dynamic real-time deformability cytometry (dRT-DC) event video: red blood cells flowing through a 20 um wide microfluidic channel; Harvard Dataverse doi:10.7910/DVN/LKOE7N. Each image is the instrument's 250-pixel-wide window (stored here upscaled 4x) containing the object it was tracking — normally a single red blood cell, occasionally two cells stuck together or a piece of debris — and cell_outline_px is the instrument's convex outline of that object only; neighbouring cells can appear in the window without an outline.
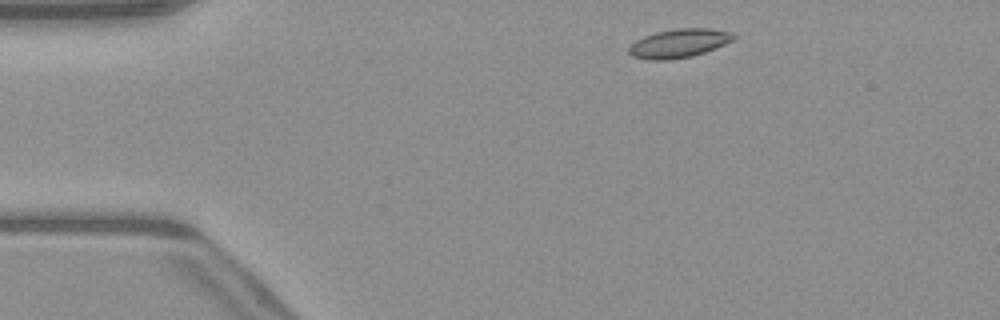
{"species": "common noctule bat (a hibernating species)", "species_latin": "Nyctalus noctula", "temperature_condition": "warm", "stored_images_in_passage": 45, "camera_frame_rate_fps": 3000, "um_per_image_px": 0.085, "animal": {"sex": "male", "body_mass_g": 23.1, "forearm_length_mm": 52.7}, "frame": {"image": 1, "passage_image": 3, "time_ms": 0.667, "image_size_px": [1000, 320], "cell_outline_px": [[736, 36], [732, 40], [716, 48], [692, 56], [668, 60], [648, 60], [632, 56], [628, 52], [628, 48], [636, 40], [644, 36], [656, 32], [676, 28], [708, 28], [732, 32]], "centroid_in_image_um": [57.69, 3.68], "position_along_channel_um": 27.3, "area_um2": 17.51}}
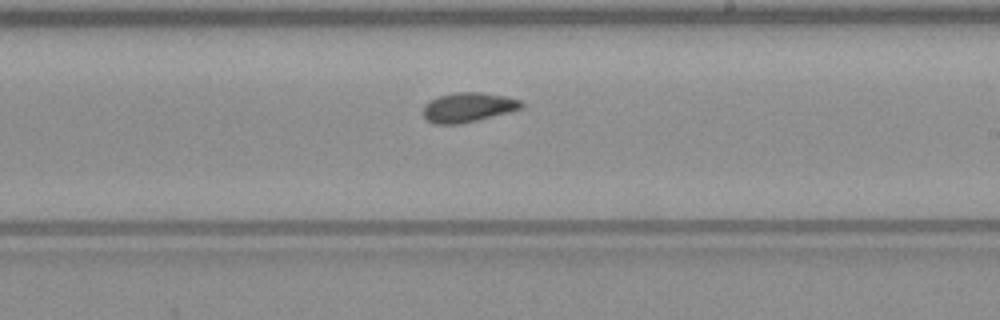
{"frame": {"image": 2, "passage_image": 24, "time_ms": 7.667, "image_size_px": [1000, 320], "cell_outline_px": [[524, 108], [460, 124], [436, 124], [428, 120], [424, 116], [424, 104], [440, 96], [456, 92], [480, 92], [504, 96], [520, 100], [524, 104]], "centroid_in_image_um": [39.81, 9.12], "position_along_channel_um": 249.2, "area_um2": 16.65}}
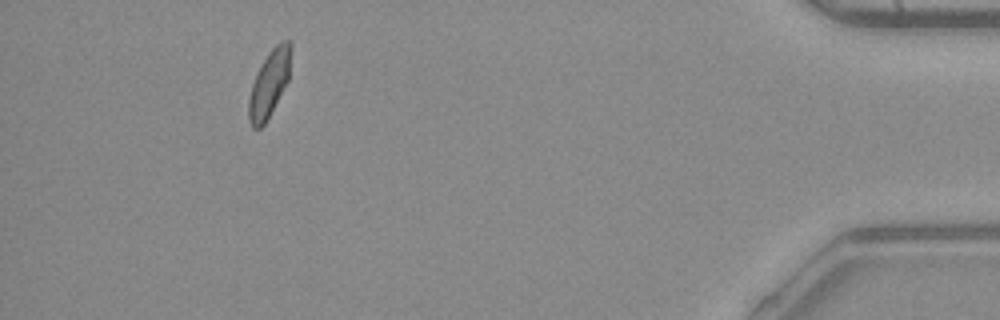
{"frame": {"image": 3, "passage_image": 41, "time_ms": 13.333, "image_size_px": [1000, 320], "cell_outline_px": [[292, 48], [288, 80], [264, 124], [260, 128], [252, 128], [248, 120], [248, 100], [252, 84], [268, 52], [280, 40], [288, 40], [292, 44]], "centroid_in_image_um": [22.89, 7.08], "position_along_channel_um": 412.3, "area_um2": 16.13}, "authors_computed_cell_mechanics": {"area_um2": 16.6464, "velocity_mm_per_s": 4.0658, "shape_relaxation_time_tau1_ms": 8.4092, "shape_relaxation_time_tau2_ms": 3.4959, "deformation_change_tau1": 0.1592, "deformation_change_tau2": 0.0875}}